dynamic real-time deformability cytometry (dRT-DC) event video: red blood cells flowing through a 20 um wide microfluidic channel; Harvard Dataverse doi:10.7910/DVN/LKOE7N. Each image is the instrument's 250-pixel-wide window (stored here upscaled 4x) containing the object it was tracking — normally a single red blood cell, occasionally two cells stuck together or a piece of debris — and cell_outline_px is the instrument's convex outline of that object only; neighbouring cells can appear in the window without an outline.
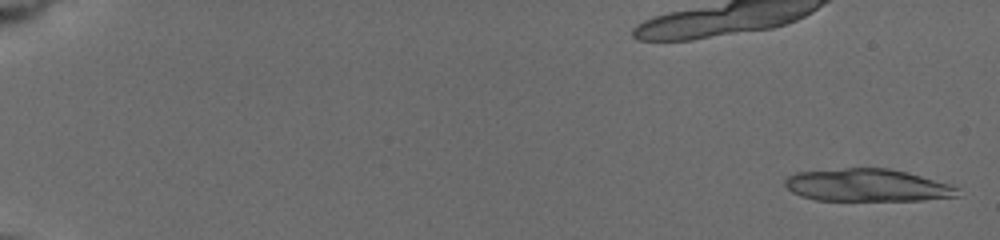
{"species": "common noctule bat (a hibernating species)", "species_latin": "Nyctalus noctula", "temperature_condition": "cold", "stored_images_in_passage": 33, "camera_frame_rate_fps": 3000, "um_per_image_px": 0.085, "animal": {"sex": "female", "body_mass_g": 19.5, "forearm_length_mm": 54.1}, "frame": {"image": 1, "passage_image": 1, "time_ms": 0.0, "image_size_px": [1000, 240], "cell_outline_px": [[964, 196], [920, 200], [816, 200], [800, 196], [792, 192], [784, 184], [784, 180], [788, 176], [796, 172], [844, 168], [888, 168], [908, 172], [952, 184], [960, 188]], "centroid_in_image_um": [73.79, 15.75], "position_along_channel_um": 11.2, "area_um2": 33.18}}
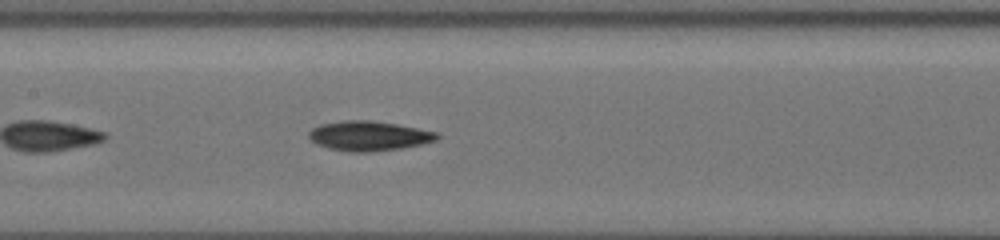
{"frame": {"image": 2, "passage_image": 17, "time_ms": 9.667, "image_size_px": [1000, 240], "cell_outline_px": [[440, 136], [436, 140], [420, 144], [400, 148], [368, 152], [352, 152], [328, 148], [316, 144], [308, 136], [308, 132], [312, 128], [320, 124], [344, 120], [368, 120], [396, 124], [440, 132]], "centroid_in_image_um": [31.34, 11.54], "position_along_channel_um": 176.1, "area_um2": 22.14}}
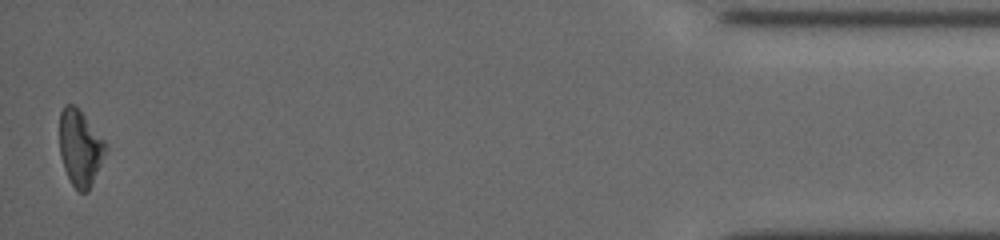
{"frame": {"image": 3, "passage_image": 33, "time_ms": 18.333, "image_size_px": [1000, 240], "cell_outline_px": [[108, 148], [92, 184], [88, 192], [80, 192], [72, 184], [64, 168], [60, 156], [60, 112], [64, 104], [72, 104], [84, 116], [108, 144]], "centroid_in_image_um": [6.82, 12.58], "position_along_channel_um": 428.4, "area_um2": 20.23}, "authors_computed_cell_mechanics": {"area_um2": 21.675, "velocity_mm_per_s": 3.7504, "shape_relaxation_time_tau1_ms": 4.2224, "shape_relaxation_time_tau2_ms": 7.9421, "deformation_change_tau1": 0.1321, "deformation_change_tau2": 0.1603}}